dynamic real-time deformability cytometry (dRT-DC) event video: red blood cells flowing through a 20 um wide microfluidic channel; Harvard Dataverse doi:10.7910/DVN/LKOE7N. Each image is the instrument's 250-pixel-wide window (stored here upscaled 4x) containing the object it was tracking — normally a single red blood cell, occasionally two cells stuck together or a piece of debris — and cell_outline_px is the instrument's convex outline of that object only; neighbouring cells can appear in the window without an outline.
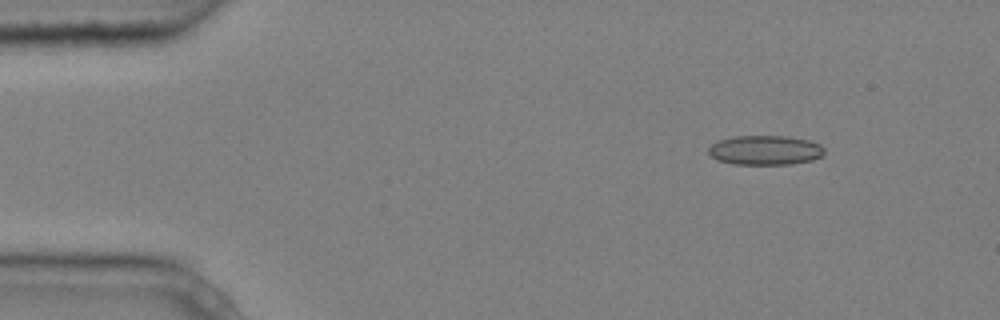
{"species": "common noctule bat (a hibernating species)", "species_latin": "Nyctalus noctula", "temperature_condition": "cold", "stored_images_in_passage": 8, "camera_frame_rate_fps": 3000, "um_per_image_px": 0.085, "animal": {"sex": "male", "body_mass_g": 20.4}, "frame": {"image": 1, "passage_image": 2, "time_ms": 0.333, "image_size_px": [1000, 320], "cell_outline_px": [[824, 152], [820, 156], [812, 160], [788, 164], [732, 164], [716, 160], [708, 152], [708, 148], [712, 144], [720, 140], [732, 136], [788, 136], [808, 140], [820, 144], [824, 148]], "centroid_in_image_um": [65.02, 12.76], "position_along_channel_um": 20.0, "area_um2": 19.88}}
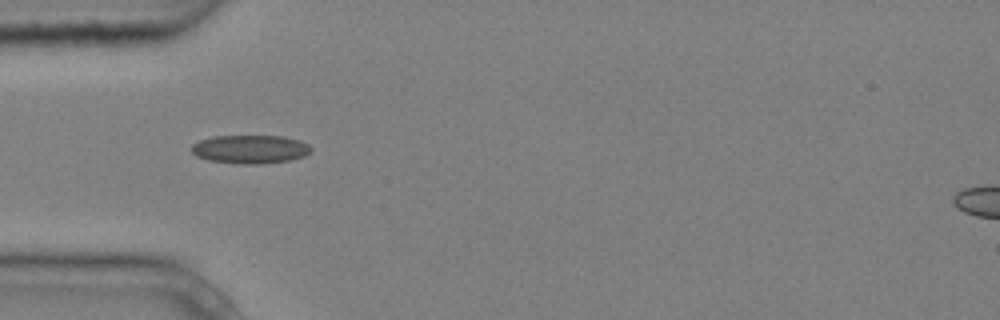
{"frame": {"image": 2, "passage_image": 4, "time_ms": 1.0, "image_size_px": [1000, 320], "cell_outline_px": [[312, 148], [304, 156], [288, 160], [260, 164], [244, 164], [208, 160], [196, 156], [192, 152], [192, 144], [200, 140], [216, 136], [284, 136], [300, 140], [308, 144]], "centroid_in_image_um": [21.27, 12.68], "position_along_channel_um": 63.7, "area_um2": 19.71}}
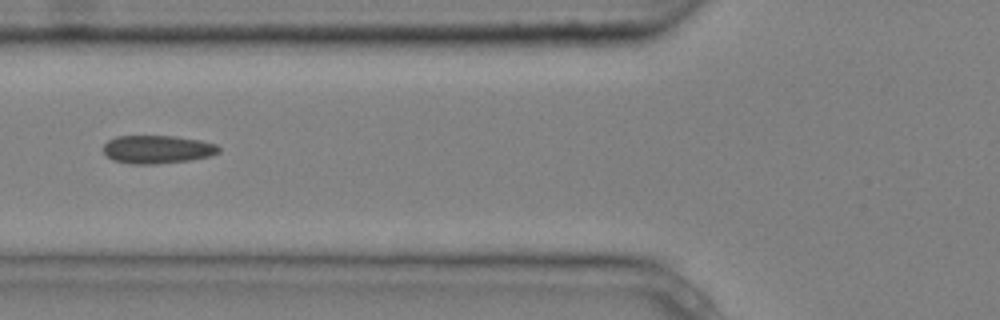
{"frame": {"image": 3, "passage_image": 5, "time_ms": 1.333, "image_size_px": [1000, 320], "cell_outline_px": [[220, 152], [208, 156], [188, 160], [156, 164], [132, 164], [112, 160], [104, 152], [104, 144], [108, 140], [116, 136], [176, 136], [200, 140], [216, 144], [220, 148]], "centroid_in_image_um": [13.36, 12.69], "position_along_channel_um": 112.4, "area_um2": 18.9}}